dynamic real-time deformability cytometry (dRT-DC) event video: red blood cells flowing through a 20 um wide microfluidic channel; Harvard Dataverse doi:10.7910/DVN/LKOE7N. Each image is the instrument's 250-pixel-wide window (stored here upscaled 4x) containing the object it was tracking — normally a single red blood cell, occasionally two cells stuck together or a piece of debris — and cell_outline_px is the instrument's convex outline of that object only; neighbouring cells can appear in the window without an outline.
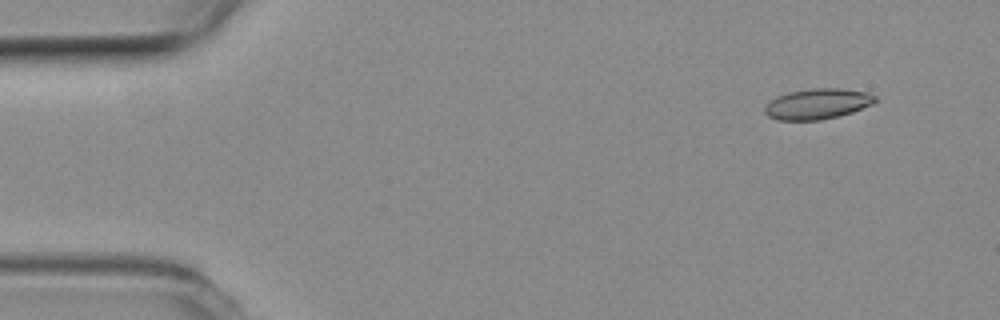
{"species": "common noctule bat (a hibernating species)", "species_latin": "Nyctalus noctula", "temperature_condition": "room temperature", "stored_images_in_passage": 51, "camera_frame_rate_fps": 3000, "um_per_image_px": 0.085, "animal": {"sex": "female", "body_mass_g": 19.3, "forearm_length_mm": 54.1}, "frame": {"image": 1, "passage_image": 2, "time_ms": 0.333, "image_size_px": [1000, 320], "cell_outline_px": [[876, 100], [872, 104], [852, 112], [820, 120], [776, 120], [768, 116], [764, 112], [764, 108], [776, 96], [788, 92], [812, 88], [840, 88], [868, 92], [876, 96]], "centroid_in_image_um": [69.48, 8.82], "position_along_channel_um": 15.5, "area_um2": 19.59}}
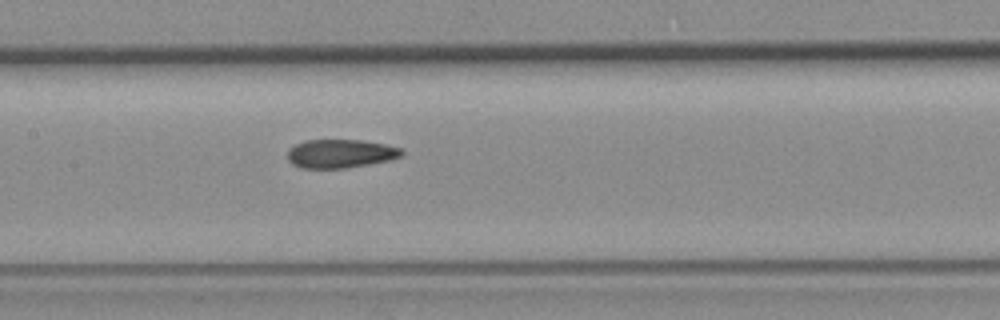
{"frame": {"image": 2, "passage_image": 23, "time_ms": 7.333, "image_size_px": [1000, 320], "cell_outline_px": [[404, 152], [400, 156], [388, 160], [348, 168], [300, 168], [292, 164], [288, 160], [288, 152], [296, 144], [308, 140], [360, 140], [384, 144], [400, 148]], "centroid_in_image_um": [28.92, 13.06], "position_along_channel_um": 178.5, "area_um2": 18.79}}
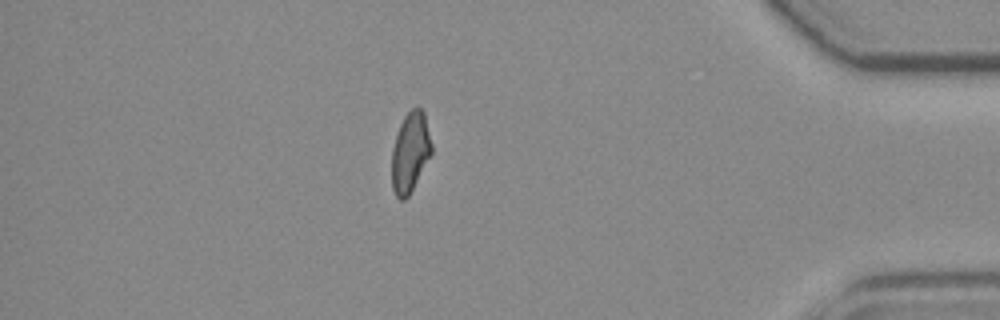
{"frame": {"image": 3, "passage_image": 44, "time_ms": 14.333, "image_size_px": [1000, 320], "cell_outline_px": [[432, 152], [408, 196], [404, 200], [400, 200], [396, 196], [392, 188], [392, 148], [400, 124], [404, 116], [412, 108], [420, 108], [424, 112], [432, 144]], "centroid_in_image_um": [34.86, 12.93], "position_along_channel_um": 400.3, "area_um2": 18.32}, "authors_computed_cell_mechanics": {"area_um2": 19.3052, "velocity_mm_per_s": 3.8081, "shape_relaxation_time_tau1_ms": 8.3926, "shape_relaxation_time_tau2_ms": 2.0732, "deformation_change_tau1": 0.1936, "deformation_change_tau2": 0.0915}}